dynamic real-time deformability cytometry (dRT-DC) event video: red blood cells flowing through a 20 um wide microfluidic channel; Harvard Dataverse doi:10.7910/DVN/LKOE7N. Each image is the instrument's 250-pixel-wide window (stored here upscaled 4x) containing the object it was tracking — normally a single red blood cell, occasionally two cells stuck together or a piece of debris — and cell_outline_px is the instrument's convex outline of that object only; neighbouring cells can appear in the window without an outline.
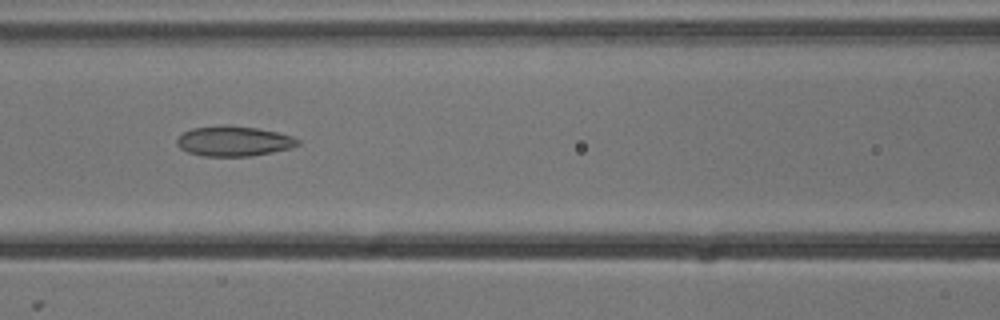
{"species": "common noctule bat (a hibernating species)", "species_latin": "Nyctalus noctula", "temperature_condition": "cold", "stored_images_in_passage": 8, "camera_frame_rate_fps": 3000, "um_per_image_px": 0.085, "animal": {"sex": "male", "body_mass_g": 13.3}, "frame": {"image": 1, "passage_image": 6, "time_ms": 1.667, "image_size_px": [1000, 320], "cell_outline_px": [[300, 144], [292, 148], [272, 152], [248, 156], [204, 156], [188, 152], [180, 148], [176, 144], [176, 140], [184, 132], [192, 128], [224, 124], [228, 124], [256, 128], [276, 132], [292, 136], [300, 140]], "centroid_in_image_um": [19.87, 11.99], "position_along_channel_um": 146.7, "area_um2": 21.27}}
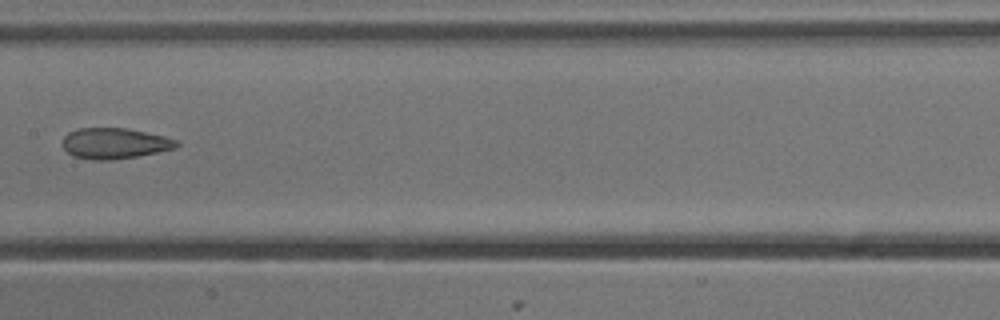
{"frame": {"image": 2, "passage_image": 7, "time_ms": 2.0, "image_size_px": [1000, 320], "cell_outline_px": [[180, 144], [176, 148], [136, 156], [112, 160], [92, 160], [72, 156], [64, 148], [64, 136], [68, 132], [76, 128], [124, 128], [164, 136], [180, 140]], "centroid_in_image_um": [9.75, 12.18], "position_along_channel_um": 197.7, "area_um2": 20.4}}
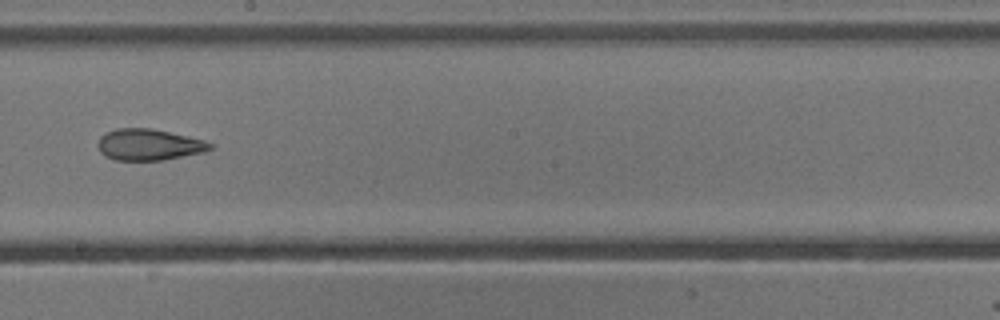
{"frame": {"image": 3, "passage_image": 8, "time_ms": 2.333, "image_size_px": [1000, 320], "cell_outline_px": [[212, 148], [204, 152], [164, 160], [116, 160], [104, 156], [100, 152], [96, 144], [100, 136], [104, 132], [116, 128], [152, 128], [204, 140], [212, 144]], "centroid_in_image_um": [12.6, 12.29], "position_along_channel_um": 235.6, "area_um2": 20.63}}